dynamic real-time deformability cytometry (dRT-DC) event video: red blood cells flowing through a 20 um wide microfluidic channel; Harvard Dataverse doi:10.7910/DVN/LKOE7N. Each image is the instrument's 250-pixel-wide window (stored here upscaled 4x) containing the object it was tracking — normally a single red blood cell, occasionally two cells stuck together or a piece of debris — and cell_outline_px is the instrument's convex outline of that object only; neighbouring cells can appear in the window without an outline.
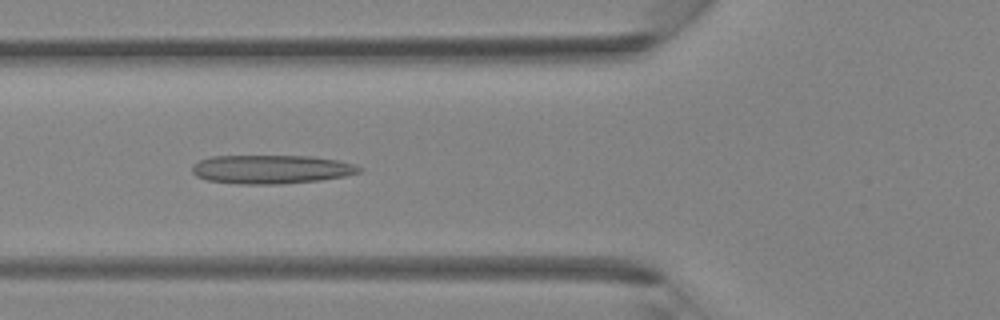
{"species": "Egyptian fruit bat (a non-hibernating species)", "species_latin": "Rousettus aegyptiacus", "temperature_condition": "room temperature", "stored_images_in_passage": 33, "camera_frame_rate_fps": 3000, "um_per_image_px": 0.085, "animal": {"sex": "female"}, "frame": {"image": 1, "passage_image": 11, "time_ms": 3.333, "image_size_px": [1000, 320], "cell_outline_px": [[364, 168], [360, 172], [344, 176], [320, 180], [280, 184], [240, 184], [208, 180], [196, 176], [192, 172], [192, 164], [200, 160], [212, 156], [312, 156], [336, 160], [352, 164]], "centroid_in_image_um": [23.04, 14.39], "position_along_channel_um": 102.8, "area_um2": 27.92}}
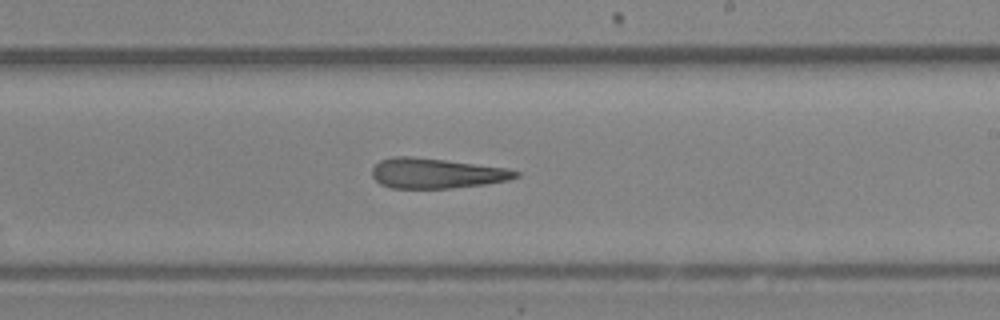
{"frame": {"image": 2, "passage_image": 20, "time_ms": 6.333, "image_size_px": [1000, 320], "cell_outline_px": [[520, 176], [508, 180], [484, 184], [452, 188], [392, 188], [380, 184], [372, 176], [372, 168], [380, 160], [392, 156], [412, 156], [508, 168], [520, 172]], "centroid_in_image_um": [37.08, 14.73], "position_along_channel_um": 251.9, "area_um2": 25.2}}
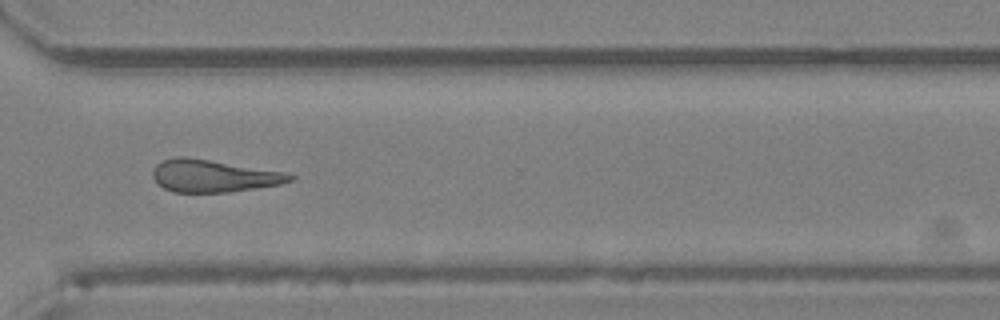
{"frame": {"image": 3, "passage_image": 26, "time_ms": 8.333, "image_size_px": [1000, 320], "cell_outline_px": [[296, 176], [292, 180], [280, 184], [256, 188], [228, 192], [172, 192], [164, 188], [152, 176], [152, 168], [160, 160], [176, 156], [184, 156], [284, 172]], "centroid_in_image_um": [18.09, 14.94], "position_along_channel_um": 352.5, "area_um2": 25.72}}